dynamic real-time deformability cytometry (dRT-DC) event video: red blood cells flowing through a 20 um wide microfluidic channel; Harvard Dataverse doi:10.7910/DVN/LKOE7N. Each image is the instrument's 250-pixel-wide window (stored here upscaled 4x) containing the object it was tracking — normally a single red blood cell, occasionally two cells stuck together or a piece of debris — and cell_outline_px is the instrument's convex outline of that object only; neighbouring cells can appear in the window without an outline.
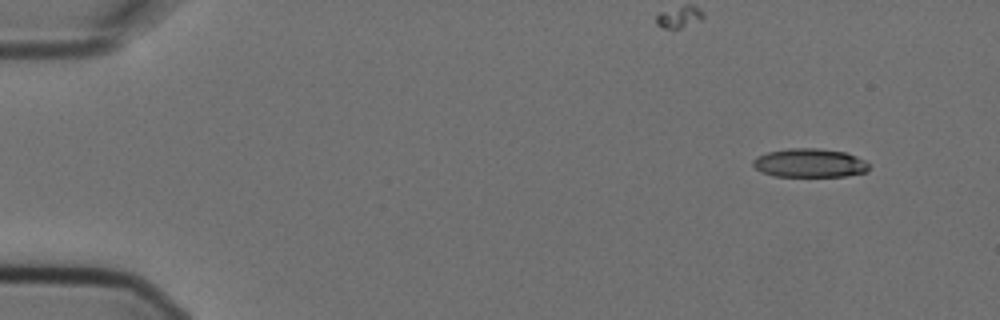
{"species": "Egyptian fruit bat (a non-hibernating species)", "species_latin": "Rousettus aegyptiacus", "temperature_condition": "cold", "stored_images_in_passage": 7, "camera_frame_rate_fps": 3000, "um_per_image_px": 0.085, "animal": {"sex": "female"}, "frame": {"image": 1, "passage_image": 1, "time_ms": 0.0, "image_size_px": [1000, 320], "cell_outline_px": [[868, 172], [844, 176], [772, 176], [760, 172], [752, 164], [752, 160], [756, 156], [768, 152], [788, 148], [816, 148], [844, 152], [856, 156], [864, 160], [868, 164]], "centroid_in_image_um": [68.78, 13.86], "position_along_channel_um": 16.2, "area_um2": 19.48}}
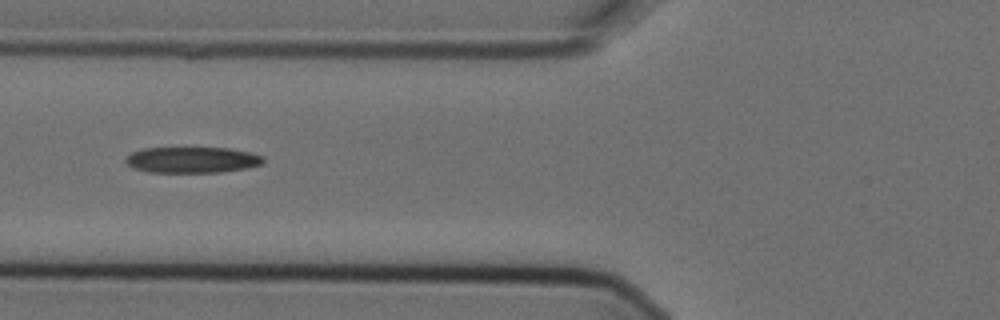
{"frame": {"image": 2, "passage_image": 5, "time_ms": 1.333, "image_size_px": [1000, 320], "cell_outline_px": [[264, 160], [260, 164], [248, 168], [220, 172], [148, 172], [132, 168], [124, 160], [124, 156], [132, 152], [144, 148], [228, 148], [248, 152], [264, 156]], "centroid_in_image_um": [16.29, 13.59], "position_along_channel_um": 109.5, "area_um2": 20.87}}
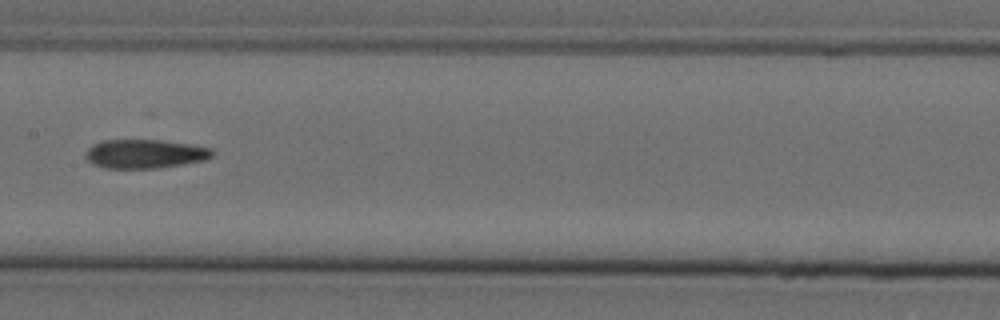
{"frame": {"image": 3, "passage_image": 7, "time_ms": 2.0, "image_size_px": [1000, 320], "cell_outline_px": [[216, 152], [212, 156], [204, 160], [156, 168], [104, 168], [92, 164], [84, 156], [84, 152], [92, 144], [104, 140], [160, 140], [188, 144], [212, 148]], "centroid_in_image_um": [12.28, 13.07], "position_along_channel_um": 195.1, "area_um2": 21.33}}